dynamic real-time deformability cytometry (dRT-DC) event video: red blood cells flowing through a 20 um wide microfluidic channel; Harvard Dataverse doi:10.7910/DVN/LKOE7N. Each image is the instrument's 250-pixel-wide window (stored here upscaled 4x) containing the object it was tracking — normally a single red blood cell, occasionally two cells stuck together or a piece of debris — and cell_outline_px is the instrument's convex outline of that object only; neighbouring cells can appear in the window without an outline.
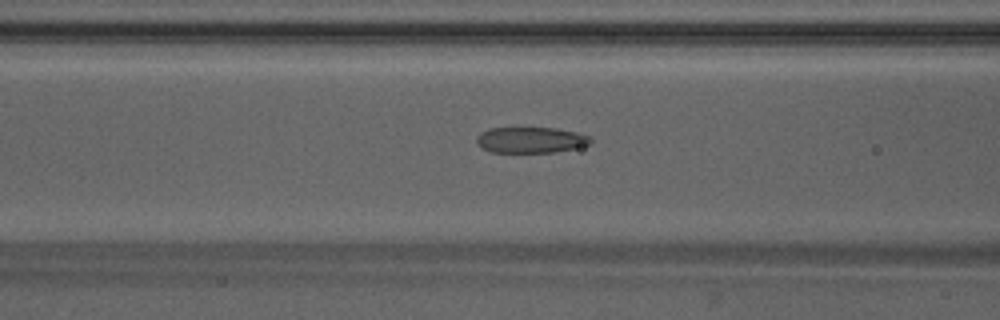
{"species": "Egyptian fruit bat (a non-hibernating species)", "species_latin": "Rousettus aegyptiacus", "temperature_condition": "warm", "stored_images_in_passage": 49, "camera_frame_rate_fps": 3000, "um_per_image_px": 0.085, "animal": {"sex": "male"}, "frame": {"image": 1, "passage_image": 20, "time_ms": 6.333, "image_size_px": [1000, 320], "cell_outline_px": [[592, 144], [576, 148], [552, 152], [492, 152], [484, 148], [476, 140], [476, 136], [480, 132], [488, 128], [556, 128], [576, 132], [588, 136], [592, 140]], "centroid_in_image_um": [45.13, 11.89], "position_along_channel_um": 121.5, "area_um2": 17.11}}
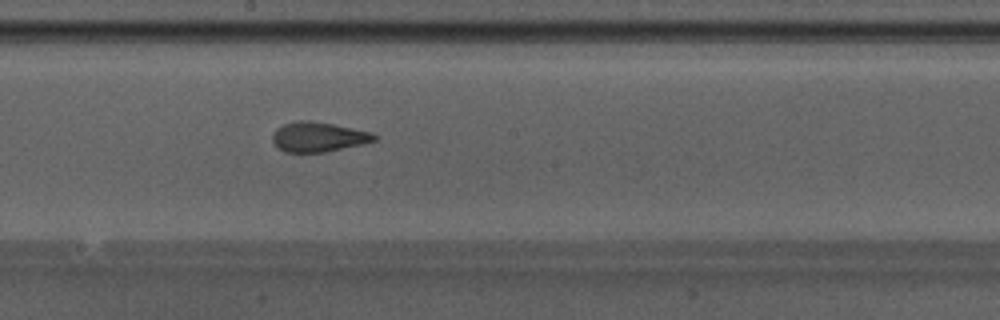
{"frame": {"image": 2, "passage_image": 27, "time_ms": 8.667, "image_size_px": [1000, 320], "cell_outline_px": [[376, 140], [364, 144], [324, 152], [284, 152], [276, 148], [272, 140], [272, 132], [276, 128], [284, 124], [300, 120], [308, 120], [332, 124], [372, 132], [376, 136]], "centroid_in_image_um": [27.02, 11.64], "position_along_channel_um": 221.2, "area_um2": 17.74}}
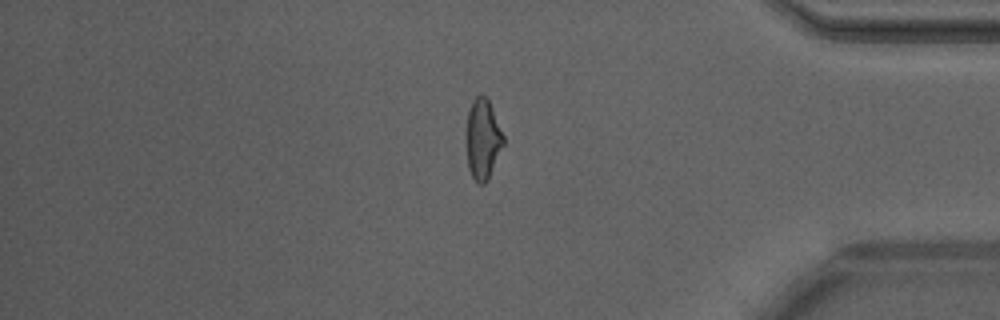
{"frame": {"image": 3, "passage_image": 41, "time_ms": 13.333, "image_size_px": [1000, 320], "cell_outline_px": [[504, 144], [488, 180], [484, 184], [480, 184], [472, 176], [468, 168], [468, 112], [472, 100], [480, 92], [488, 100], [492, 108], [504, 136]], "centroid_in_image_um": [41.07, 11.82], "position_along_channel_um": 394.1, "area_um2": 16.94}, "authors_computed_cell_mechanics": {"area_um2": 18.1492, "velocity_mm_per_s": 4.2722, "shape_relaxation_time_tau1_ms": null, "shape_relaxation_time_tau2_ms": 1.2953, "deformation_change_tau1": null, "deformation_change_tau2": 0.1068}}